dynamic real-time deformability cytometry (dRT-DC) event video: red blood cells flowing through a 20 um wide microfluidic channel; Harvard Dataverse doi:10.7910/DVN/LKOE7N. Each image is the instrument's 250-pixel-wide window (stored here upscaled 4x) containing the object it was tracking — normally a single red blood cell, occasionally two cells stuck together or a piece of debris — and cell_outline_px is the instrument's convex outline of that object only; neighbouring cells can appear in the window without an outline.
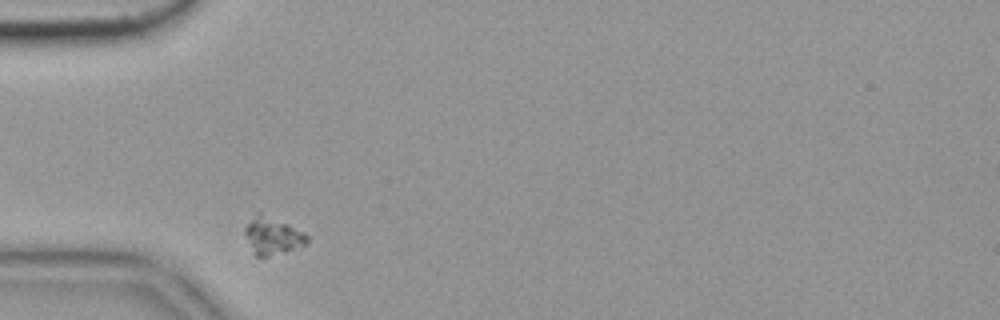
{"species": "common noctule bat (a hibernating species)", "species_latin": "Nyctalus noctula", "temperature_condition": "cold", "stored_images_in_passage": 36, "camera_frame_rate_fps": 3000, "um_per_image_px": 0.085, "animal": {"sex": "female", "body_mass_g": 19.9}, "frame": {"image": 1, "passage_image": 3, "time_ms": 0.667, "image_size_px": [1000, 320], "cell_outline_px": [[308, 244], [284, 252], [268, 256], [256, 256], [244, 232], [244, 228], [260, 212], [288, 224], [304, 232], [308, 236]], "centroid_in_image_um": [23.21, 20.06], "position_along_channel_um": 61.8, "area_um2": 13.06}}
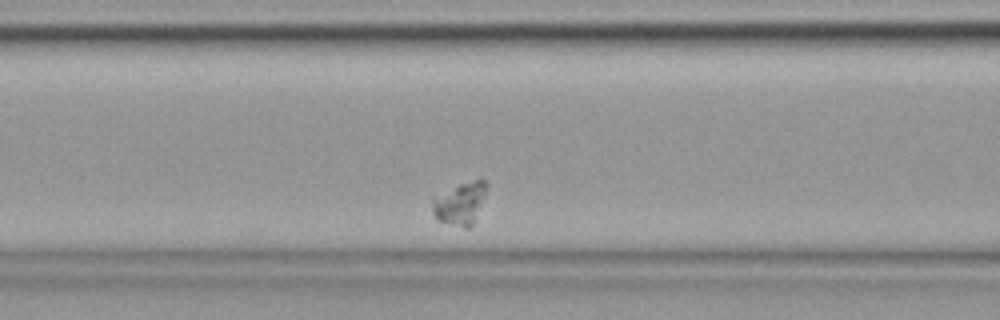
{"frame": {"image": 2, "passage_image": 10, "time_ms": 3.0, "image_size_px": [1000, 320], "cell_outline_px": [[488, 184], [484, 196], [472, 224], [468, 228], [464, 228], [436, 220], [432, 212], [432, 196], [460, 184], [476, 180], [484, 180]], "centroid_in_image_um": [39.05, 17.3], "position_along_channel_um": 127.5, "area_um2": 13.24}}
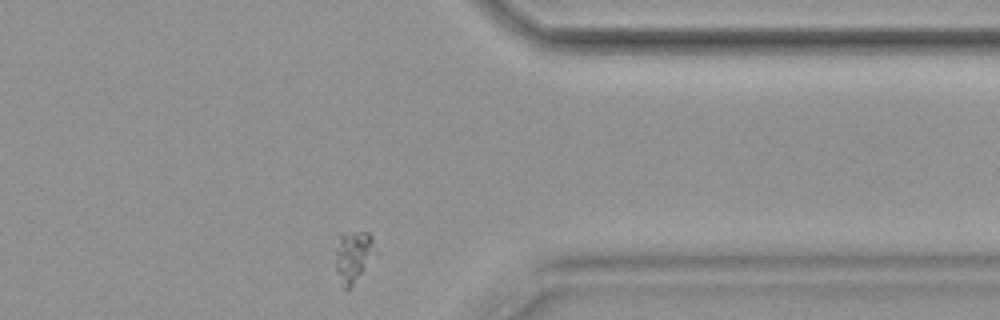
{"frame": {"image": 3, "passage_image": 35, "time_ms": 11.333, "image_size_px": [1000, 320], "cell_outline_px": [[376, 252], [352, 284], [348, 288], [344, 288], [336, 272], [332, 248], [340, 232], [368, 232], [372, 236]], "centroid_in_image_um": [29.94, 21.69], "position_along_channel_um": 381.5, "area_um2": 12.14}}